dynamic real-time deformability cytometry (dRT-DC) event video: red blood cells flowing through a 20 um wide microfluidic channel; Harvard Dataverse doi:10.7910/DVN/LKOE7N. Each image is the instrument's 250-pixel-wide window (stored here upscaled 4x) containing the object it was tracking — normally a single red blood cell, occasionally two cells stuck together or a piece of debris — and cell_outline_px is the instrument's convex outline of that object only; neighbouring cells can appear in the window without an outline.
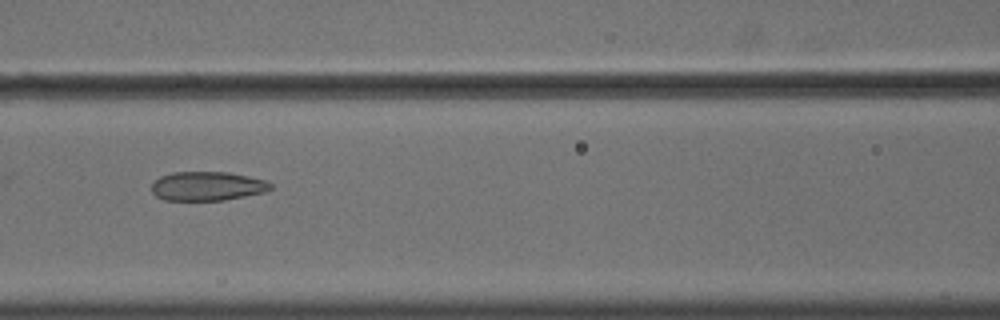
{"species": "common noctule bat (a hibernating species)", "species_latin": "Nyctalus noctula", "temperature_condition": "cold", "stored_images_in_passage": 14, "camera_frame_rate_fps": 3000, "um_per_image_px": 0.085, "animal": {"sex": "male", "body_mass_g": 18.8}, "frame": {"image": 1, "passage_image": 9, "time_ms": 2.667, "image_size_px": [1000, 320], "cell_outline_px": [[272, 188], [264, 192], [224, 200], [164, 200], [156, 196], [152, 192], [152, 184], [160, 176], [172, 172], [228, 172], [248, 176], [264, 180], [272, 184]], "centroid_in_image_um": [17.6, 15.82], "position_along_channel_um": 149.0, "area_um2": 20.06}}
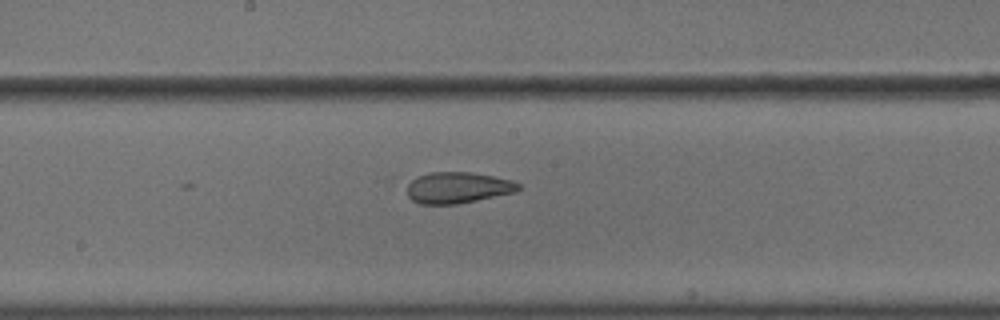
{"frame": {"image": 2, "passage_image": 14, "time_ms": 4.333, "image_size_px": [1000, 320], "cell_outline_px": [[520, 188], [516, 192], [456, 204], [420, 204], [412, 200], [408, 196], [408, 184], [412, 180], [428, 172], [468, 172], [492, 176], [512, 180], [520, 184]], "centroid_in_image_um": [38.92, 15.95], "position_along_channel_um": 209.3, "area_um2": 20.06}}